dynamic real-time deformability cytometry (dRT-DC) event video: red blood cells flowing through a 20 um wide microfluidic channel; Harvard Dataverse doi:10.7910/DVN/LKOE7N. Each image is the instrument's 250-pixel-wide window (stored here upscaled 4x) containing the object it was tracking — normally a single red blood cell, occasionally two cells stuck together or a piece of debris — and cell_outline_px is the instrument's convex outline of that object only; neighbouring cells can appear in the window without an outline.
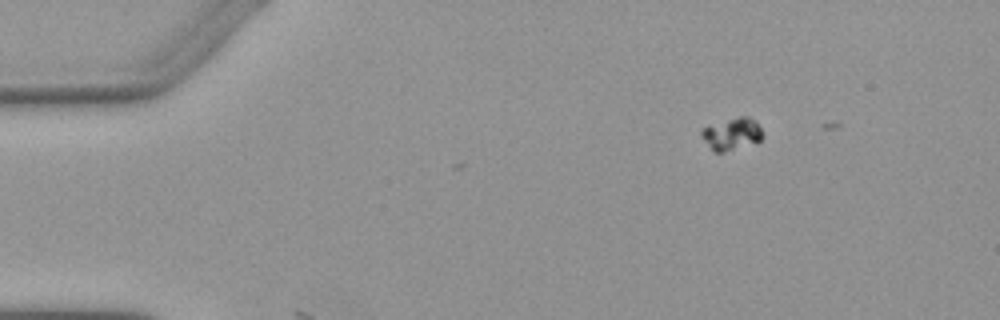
{"species": "Egyptian fruit bat (a non-hibernating species)", "species_latin": "Rousettus aegyptiacus", "temperature_condition": "warm", "stored_images_in_passage": 2, "camera_frame_rate_fps": 3000, "um_per_image_px": 0.085, "animal": {"sex": "female"}, "frame": {"image": 1, "passage_image": 2, "time_ms": 2.0, "image_size_px": [1000, 320], "cell_outline_px": [[764, 136], [760, 140], [724, 152], [716, 152], [700, 136], [700, 132], [704, 128], [740, 116], [748, 116], [760, 128]], "centroid_in_image_um": [62.21, 11.39], "position_along_channel_um": 22.8, "area_um2": 10.81}}